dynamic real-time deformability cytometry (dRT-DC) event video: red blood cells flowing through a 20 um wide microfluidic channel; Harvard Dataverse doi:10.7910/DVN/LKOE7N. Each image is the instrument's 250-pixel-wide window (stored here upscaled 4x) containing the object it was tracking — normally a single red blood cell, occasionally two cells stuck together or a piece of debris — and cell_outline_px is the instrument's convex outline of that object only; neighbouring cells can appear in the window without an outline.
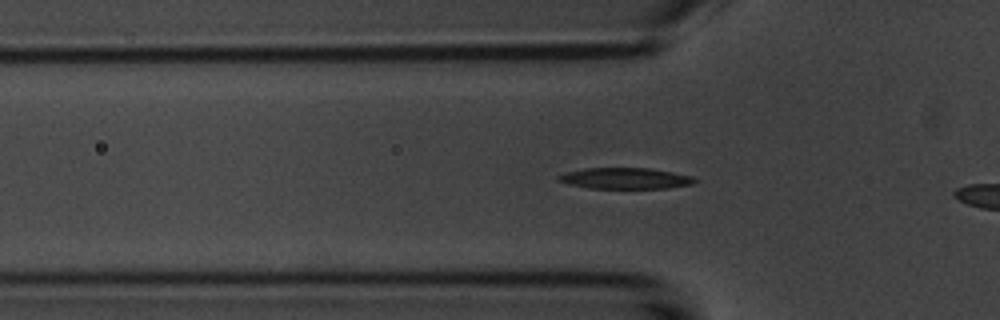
{"species": "common noctule bat (a hibernating species)", "species_latin": "Nyctalus noctula", "temperature_condition": "room temperature", "stored_images_in_passage": 12, "camera_frame_rate_fps": 3000, "um_per_image_px": 0.085, "animal": {"sex": "male", "body_mass_g": 20.1, "forearm_length_mm": 53.5}, "frame": {"image": 1, "passage_image": 10, "time_ms": 3.0, "image_size_px": [1000, 320], "cell_outline_px": [[696, 180], [692, 184], [668, 188], [588, 188], [568, 184], [556, 180], [556, 176], [568, 172], [584, 168], [652, 168], [692, 176]], "centroid_in_image_um": [53.12, 15.16], "position_along_channel_um": 72.7, "area_um2": 16.7}}